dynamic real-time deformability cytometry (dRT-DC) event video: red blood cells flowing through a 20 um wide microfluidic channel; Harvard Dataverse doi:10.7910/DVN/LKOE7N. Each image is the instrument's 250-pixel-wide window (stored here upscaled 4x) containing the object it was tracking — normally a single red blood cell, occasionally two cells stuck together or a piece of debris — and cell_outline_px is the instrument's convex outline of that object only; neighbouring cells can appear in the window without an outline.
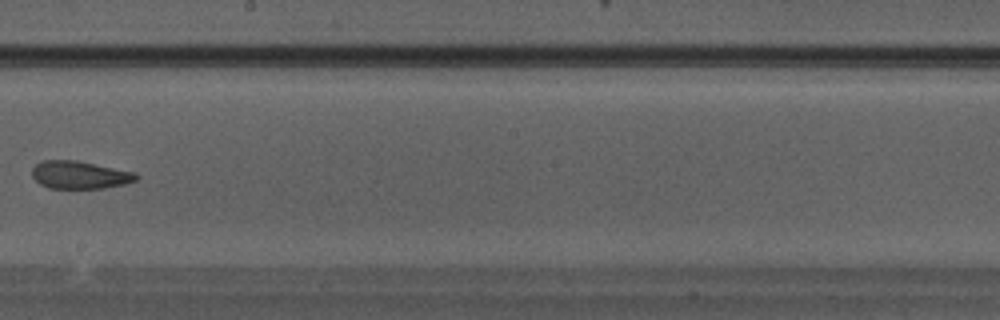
{"species": "Egyptian fruit bat (a non-hibernating species)", "species_latin": "Rousettus aegyptiacus", "temperature_condition": "warm", "stored_images_in_passage": 33, "camera_frame_rate_fps": 3000, "um_per_image_px": 0.085, "animal": {"sex": "male"}, "frame": {"image": 1, "passage_image": 19, "time_ms": 6.0, "image_size_px": [1000, 320], "cell_outline_px": [[140, 176], [136, 180], [124, 184], [104, 188], [48, 188], [40, 184], [32, 176], [32, 168], [40, 160], [76, 160], [132, 172]], "centroid_in_image_um": [6.73, 14.86], "position_along_channel_um": 241.5, "area_um2": 16.7}}